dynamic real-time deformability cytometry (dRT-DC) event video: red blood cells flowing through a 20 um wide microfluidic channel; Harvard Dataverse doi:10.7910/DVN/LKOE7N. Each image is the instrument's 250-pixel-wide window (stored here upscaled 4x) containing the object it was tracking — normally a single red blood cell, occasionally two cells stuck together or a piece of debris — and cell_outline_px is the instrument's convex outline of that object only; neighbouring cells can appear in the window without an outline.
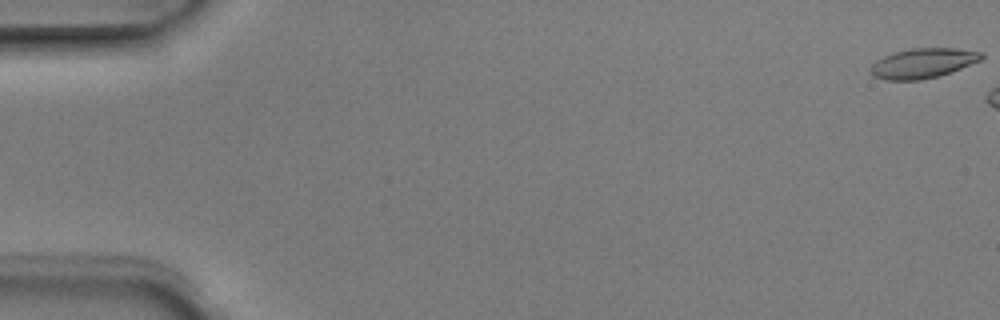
{"species": "Egyptian fruit bat (a non-hibernating species)", "species_latin": "Rousettus aegyptiacus", "temperature_condition": "room temperature", "stored_images_in_passage": 3, "camera_frame_rate_fps": 3000, "um_per_image_px": 0.085, "animal": {"sex": "male"}, "frame": {"image": 1, "passage_image": 1, "time_ms": 0.0, "image_size_px": [1000, 320], "cell_outline_px": [[984, 56], [980, 60], [940, 76], [920, 80], [884, 80], [872, 76], [868, 72], [868, 68], [876, 60], [892, 52], [912, 48], [956, 48], [980, 52]], "centroid_in_image_um": [78.36, 5.38], "position_along_channel_um": 6.6, "area_um2": 19.42}}